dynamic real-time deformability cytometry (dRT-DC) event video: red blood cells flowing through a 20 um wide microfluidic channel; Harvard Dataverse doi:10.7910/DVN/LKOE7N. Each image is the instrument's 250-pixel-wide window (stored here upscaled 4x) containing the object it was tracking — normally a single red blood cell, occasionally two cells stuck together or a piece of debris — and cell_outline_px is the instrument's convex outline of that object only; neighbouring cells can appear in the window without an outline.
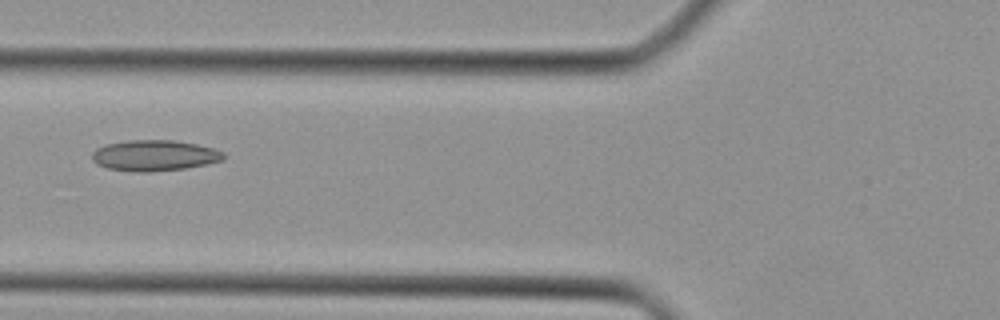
{"species": "Egyptian fruit bat (a non-hibernating species)", "species_latin": "Rousettus aegyptiacus", "temperature_condition": "cold", "stored_images_in_passage": 2, "camera_frame_rate_fps": 3000, "um_per_image_px": 0.085, "animal": {"sex": "female"}, "frame": {"image": 1, "passage_image": 2, "time_ms": 1.0, "image_size_px": [1000, 320], "cell_outline_px": [[224, 160], [208, 164], [184, 168], [148, 172], [140, 172], [108, 168], [96, 164], [92, 160], [92, 152], [96, 148], [104, 144], [128, 140], [172, 140], [196, 144], [212, 148], [224, 152]], "centroid_in_image_um": [13.11, 13.21], "position_along_channel_um": 112.7, "area_um2": 23.64}}